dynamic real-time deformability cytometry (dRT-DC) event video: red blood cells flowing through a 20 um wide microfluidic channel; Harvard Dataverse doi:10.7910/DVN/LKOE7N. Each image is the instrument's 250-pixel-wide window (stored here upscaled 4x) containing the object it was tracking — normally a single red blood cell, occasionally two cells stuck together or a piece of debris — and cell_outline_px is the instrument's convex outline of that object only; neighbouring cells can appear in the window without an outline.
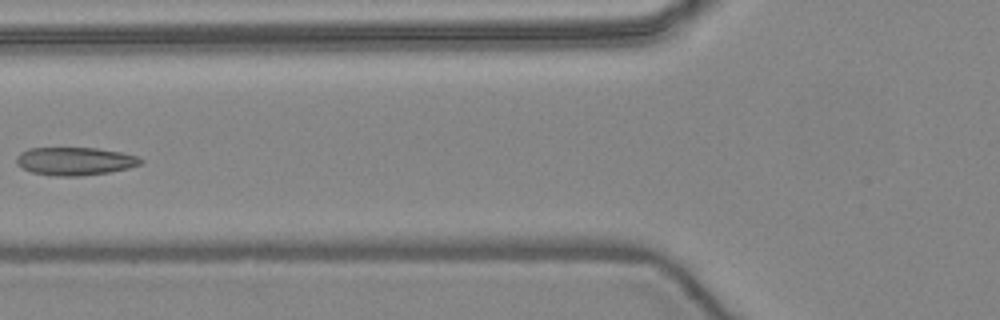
{"species": "common noctule bat (a hibernating species)", "species_latin": "Nyctalus noctula", "temperature_condition": "warm", "stored_images_in_passage": 7, "camera_frame_rate_fps": 3000, "um_per_image_px": 0.085, "animal": {"sex": "female", "body_mass_g": 24.6, "forearm_length_mm": 56.2}, "frame": {"image": 1, "passage_image": 5, "time_ms": 5.0, "image_size_px": [1000, 320], "cell_outline_px": [[144, 160], [140, 164], [128, 168], [108, 172], [80, 176], [56, 176], [32, 172], [16, 164], [16, 156], [20, 152], [28, 148], [96, 148], [120, 152], [136, 156]], "centroid_in_image_um": [6.34, 13.69], "position_along_channel_um": 119.5, "area_um2": 20.17}}
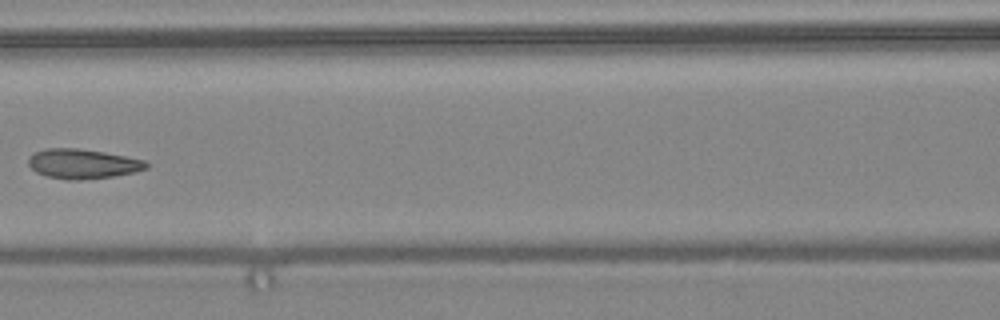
{"frame": {"image": 2, "passage_image": 6, "time_ms": 6.0, "image_size_px": [1000, 320], "cell_outline_px": [[148, 168], [136, 172], [112, 176], [76, 180], [68, 180], [48, 176], [36, 172], [28, 164], [28, 156], [44, 148], [76, 148], [104, 152], [144, 160], [148, 164]], "centroid_in_image_um": [7.01, 13.92], "position_along_channel_um": 159.6, "area_um2": 20.23}}
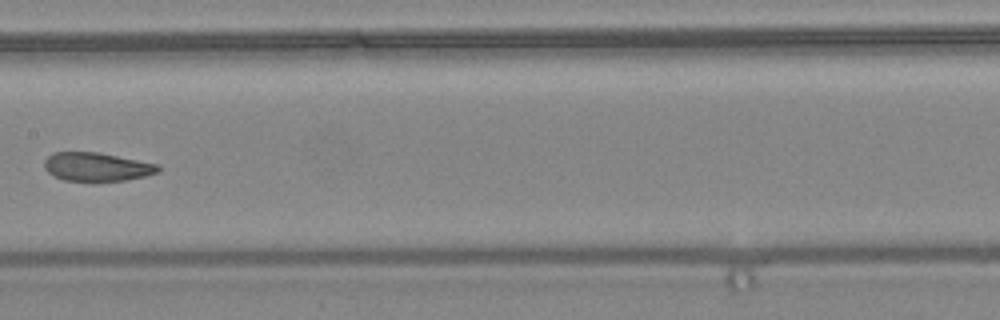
{"frame": {"image": 3, "passage_image": 7, "time_ms": 7.0, "image_size_px": [1000, 320], "cell_outline_px": [[160, 172], [128, 180], [92, 184], [64, 180], [48, 172], [44, 168], [44, 160], [52, 152], [100, 152], [160, 164]], "centroid_in_image_um": [8.25, 14.21], "position_along_channel_um": 199.1, "area_um2": 19.88}}